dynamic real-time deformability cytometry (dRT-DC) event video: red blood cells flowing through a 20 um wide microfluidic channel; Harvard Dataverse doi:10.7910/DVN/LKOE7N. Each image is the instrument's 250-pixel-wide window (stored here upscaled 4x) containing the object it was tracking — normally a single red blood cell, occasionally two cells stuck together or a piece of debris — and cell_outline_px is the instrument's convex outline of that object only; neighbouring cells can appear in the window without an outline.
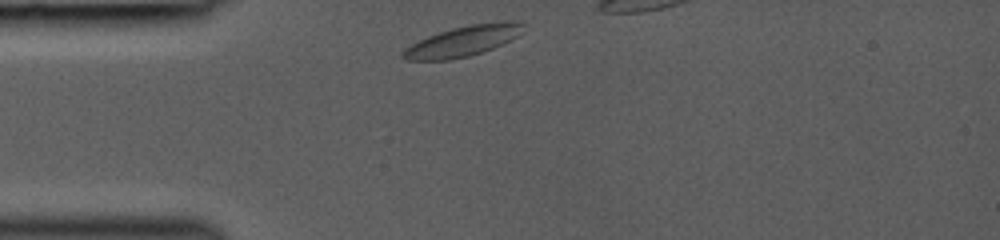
{"species": "common noctule bat (a hibernating species)", "species_latin": "Nyctalus noctula", "temperature_condition": "room temperature", "stored_images_in_passage": 10, "camera_frame_rate_fps": 3000, "um_per_image_px": 0.085, "animal": {"sex": "female", "body_mass_g": 19.0, "forearm_length_mm": 53.3}, "frame": {"image": 1, "passage_image": 1, "time_ms": 0.0, "image_size_px": [1000, 240], "cell_outline_px": [[524, 32], [512, 40], [492, 48], [468, 56], [448, 60], [404, 60], [400, 56], [400, 52], [404, 48], [428, 36], [452, 28], [468, 24], [504, 20], [512, 20], [524, 24]], "centroid_in_image_um": [39.38, 3.47], "position_along_channel_um": 45.6, "area_um2": 21.56}}
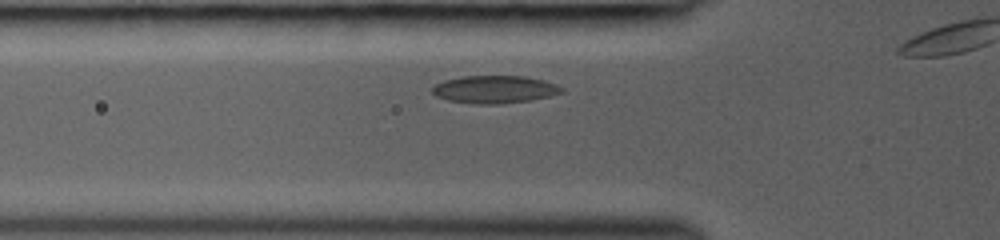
{"frame": {"image": 2, "passage_image": 5, "time_ms": 1.333, "image_size_px": [1000, 240], "cell_outline_px": [[564, 92], [532, 100], [500, 104], [476, 104], [448, 100], [436, 96], [432, 92], [432, 88], [436, 84], [444, 80], [460, 76], [524, 76], [544, 80], [556, 84], [564, 88]], "centroid_in_image_um": [42.05, 7.6], "position_along_channel_um": 83.7, "area_um2": 20.92}}
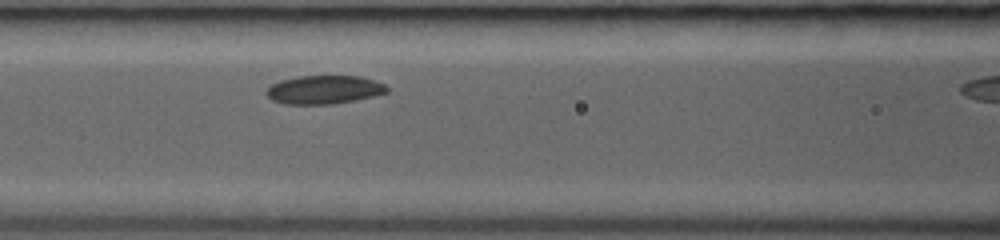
{"frame": {"image": 3, "passage_image": 9, "time_ms": 2.667, "image_size_px": [1000, 240], "cell_outline_px": [[388, 92], [372, 96], [332, 104], [284, 104], [272, 100], [264, 92], [272, 84], [280, 80], [296, 76], [360, 76], [384, 84], [388, 88]], "centroid_in_image_um": [27.5, 7.62], "position_along_channel_um": 139.1, "area_um2": 19.88}}